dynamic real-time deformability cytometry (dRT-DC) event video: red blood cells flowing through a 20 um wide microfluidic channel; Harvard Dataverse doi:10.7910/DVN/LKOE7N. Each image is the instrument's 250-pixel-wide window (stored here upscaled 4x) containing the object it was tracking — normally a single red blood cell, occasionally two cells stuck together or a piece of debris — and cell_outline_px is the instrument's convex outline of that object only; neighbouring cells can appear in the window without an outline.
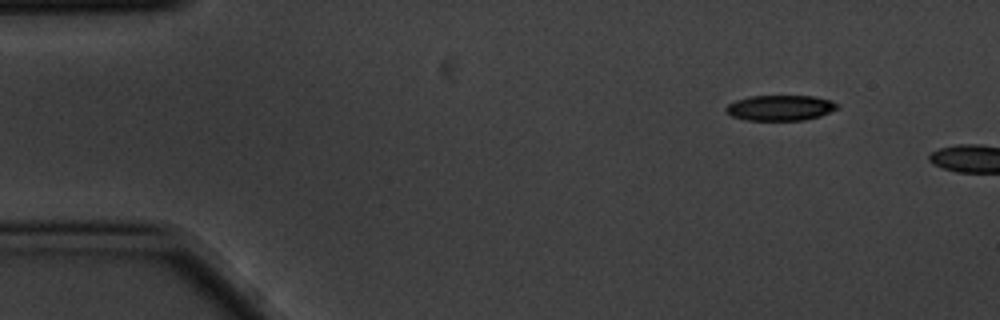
{"species": "common noctule bat (a hibernating species)", "species_latin": "Nyctalus noctula", "temperature_condition": "cold", "stored_images_in_passage": 5, "segment_of_instrument_passage": [2, 2], "camera_frame_rate_fps": 3000, "um_per_image_px": 0.085, "animal": {"sex": "male", "body_mass_g": 20.1, "forearm_length_mm": 53.5}, "frame": {"image": 1, "passage_image": 5, "time_ms": 1.333, "image_size_px": [1000, 320], "cell_outline_px": [[840, 108], [820, 116], [804, 120], [744, 120], [732, 116], [724, 108], [728, 104], [736, 100], [752, 96], [812, 96], [832, 100], [840, 104]], "centroid_in_image_um": [66.37, 9.16], "position_along_channel_um": 18.6, "area_um2": 16.59}}